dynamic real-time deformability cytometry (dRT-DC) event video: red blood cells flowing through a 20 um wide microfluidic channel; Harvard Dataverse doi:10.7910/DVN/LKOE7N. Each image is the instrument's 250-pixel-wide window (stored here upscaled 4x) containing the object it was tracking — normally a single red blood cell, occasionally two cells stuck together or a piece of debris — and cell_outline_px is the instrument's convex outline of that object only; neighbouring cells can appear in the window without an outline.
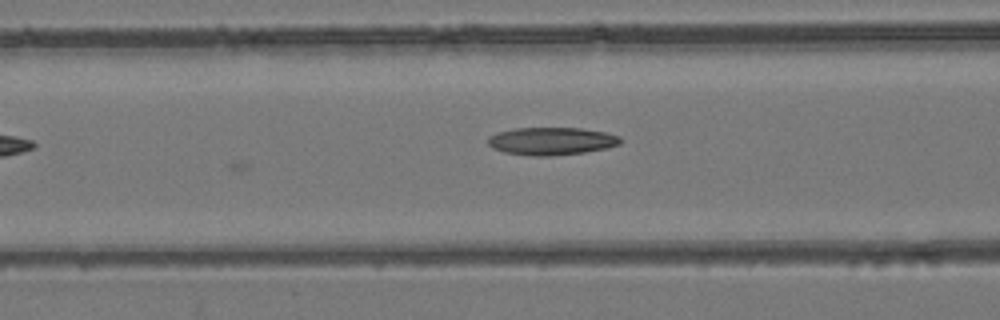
{"species": "common noctule bat (a hibernating species)", "species_latin": "Nyctalus noctula", "temperature_condition": "room temperature", "stored_images_in_passage": 6, "camera_frame_rate_fps": 3000, "um_per_image_px": 0.085, "animal": {"sex": "female", "body_mass_g": 24.6, "forearm_length_mm": 56.2}, "frame": {"image": 1, "passage_image": 6, "time_ms": 1.667, "image_size_px": [1000, 320], "cell_outline_px": [[624, 140], [620, 144], [608, 148], [584, 152], [552, 156], [532, 156], [504, 152], [492, 148], [488, 144], [488, 136], [496, 132], [512, 128], [580, 128], [604, 132], [620, 136]], "centroid_in_image_um": [46.87, 11.99], "position_along_channel_um": 119.7, "area_um2": 21.62}}